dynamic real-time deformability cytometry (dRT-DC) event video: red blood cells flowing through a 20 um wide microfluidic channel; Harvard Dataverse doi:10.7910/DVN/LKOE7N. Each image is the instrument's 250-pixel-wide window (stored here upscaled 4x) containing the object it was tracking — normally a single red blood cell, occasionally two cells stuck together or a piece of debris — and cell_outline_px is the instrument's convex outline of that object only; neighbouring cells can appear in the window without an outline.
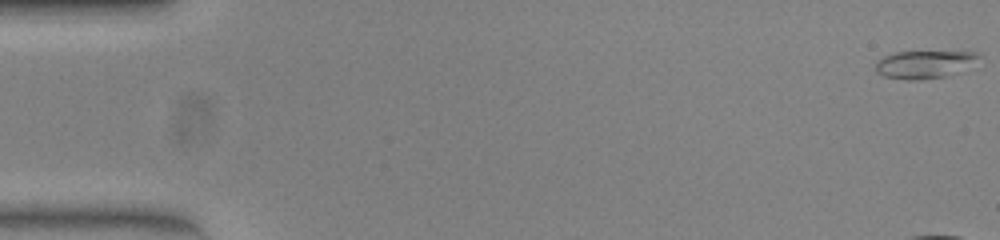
{"species": "common noctule bat (a hibernating species)", "species_latin": "Nyctalus noctula", "temperature_condition": "warm", "stored_images_in_passage": 20, "camera_frame_rate_fps": 3000, "um_per_image_px": 0.085, "animal": {"sex": "female", "body_mass_g": 23.0, "forearm_length_mm": 53.4}, "frame": {"image": 1, "passage_image": 1, "time_ms": 0.0, "image_size_px": [1000, 240], "cell_outline_px": [[984, 56], [944, 76], [920, 80], [904, 80], [884, 76], [876, 72], [876, 60], [892, 52], [976, 52]], "centroid_in_image_um": [78.46, 5.46], "position_along_channel_um": 6.5, "area_um2": 16.24}}
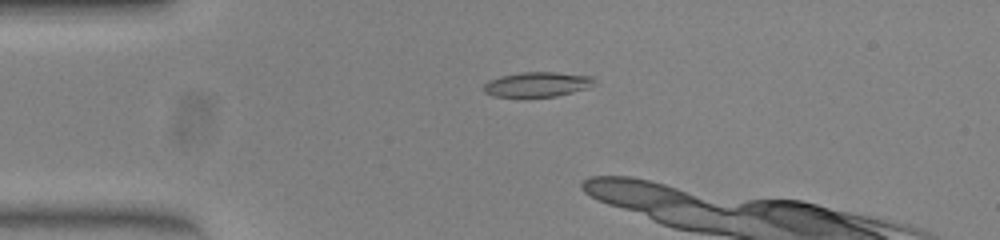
{"frame": {"image": 2, "passage_image": 13, "time_ms": 4.0, "image_size_px": [1000, 240], "cell_outline_px": [[596, 84], [588, 88], [556, 96], [492, 96], [484, 92], [484, 84], [488, 80], [500, 76], [520, 72], [556, 72], [592, 76]], "centroid_in_image_um": [45.67, 7.16], "position_along_channel_um": 39.3, "area_um2": 15.95}}
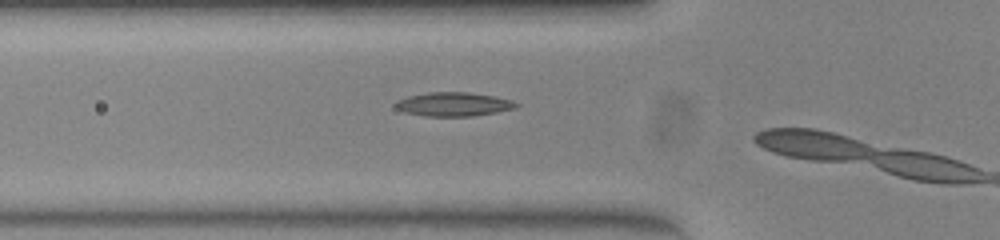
{"frame": {"image": 3, "passage_image": 19, "time_ms": 6.0, "image_size_px": [1000, 240], "cell_outline_px": [[520, 104], [516, 108], [496, 112], [472, 116], [424, 116], [404, 112], [396, 108], [392, 104], [396, 100], [408, 96], [428, 92], [468, 92], [496, 96], [512, 100]], "centroid_in_image_um": [38.53, 8.85], "position_along_channel_um": 87.3, "area_um2": 16.99}}